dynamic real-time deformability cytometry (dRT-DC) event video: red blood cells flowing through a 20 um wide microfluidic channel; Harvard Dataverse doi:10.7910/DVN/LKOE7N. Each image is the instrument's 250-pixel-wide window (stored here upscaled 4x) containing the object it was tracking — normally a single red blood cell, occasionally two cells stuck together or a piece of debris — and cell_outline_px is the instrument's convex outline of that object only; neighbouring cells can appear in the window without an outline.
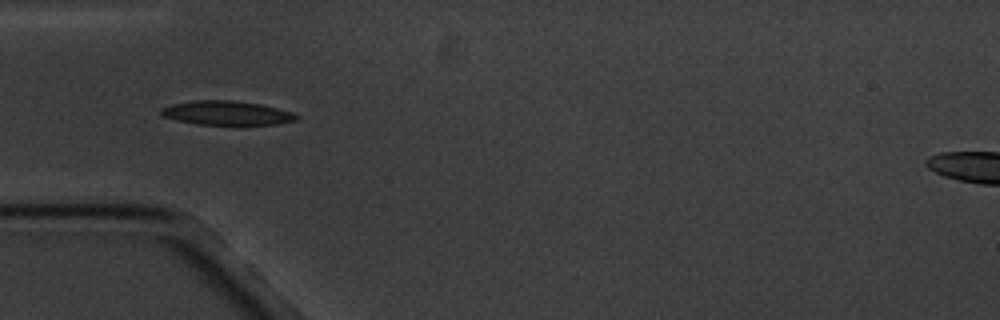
{"species": "common noctule bat (a hibernating species)", "species_latin": "Nyctalus noctula", "temperature_condition": "cold", "stored_images_in_passage": 5, "camera_frame_rate_fps": 3000, "um_per_image_px": 0.085, "animal": {"sex": "male", "body_mass_g": 20.1, "forearm_length_mm": 53.5}, "frame": {"image": 1, "passage_image": 4, "time_ms": 3.667, "image_size_px": [1000, 320], "cell_outline_px": [[300, 116], [296, 120], [276, 124], [196, 124], [164, 116], [160, 112], [160, 108], [172, 104], [192, 100], [232, 100], [260, 104], [292, 112]], "centroid_in_image_um": [19.27, 9.59], "position_along_channel_um": 65.7, "area_um2": 18.73}}
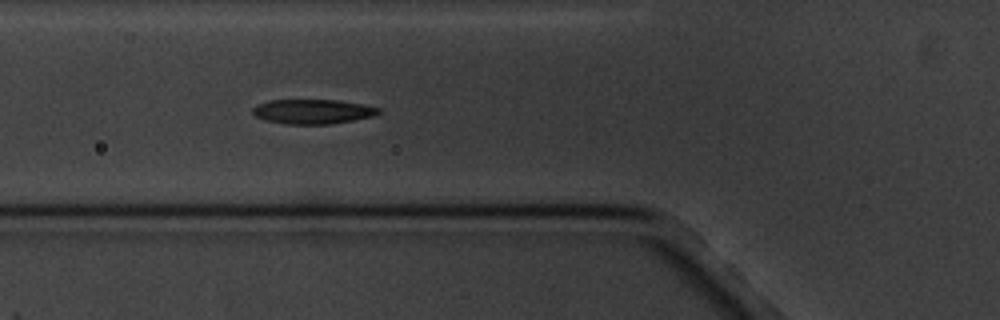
{"frame": {"image": 2, "passage_image": 5, "time_ms": 4.667, "image_size_px": [1000, 320], "cell_outline_px": [[380, 112], [376, 116], [328, 124], [284, 124], [268, 120], [256, 116], [252, 112], [252, 108], [256, 104], [268, 100], [336, 100], [360, 104], [380, 108]], "centroid_in_image_um": [26.56, 9.48], "position_along_channel_um": 99.2, "area_um2": 17.92}}